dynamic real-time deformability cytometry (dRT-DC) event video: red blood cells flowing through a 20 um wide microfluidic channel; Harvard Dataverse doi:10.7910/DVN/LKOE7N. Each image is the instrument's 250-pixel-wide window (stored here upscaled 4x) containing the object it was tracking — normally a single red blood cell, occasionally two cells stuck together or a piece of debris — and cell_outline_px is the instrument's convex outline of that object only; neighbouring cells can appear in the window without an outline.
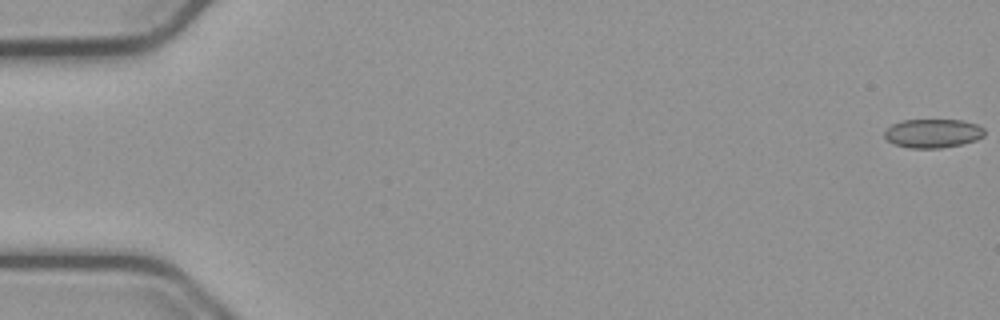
{"species": "common noctule bat (a hibernating species)", "species_latin": "Nyctalus noctula", "temperature_condition": "cold", "stored_images_in_passage": 11, "camera_frame_rate_fps": 3000, "um_per_image_px": 0.085, "animal": {"sex": "male", "body_mass_g": 23.1, "forearm_length_mm": 52.7}, "frame": {"image": 1, "passage_image": 1, "time_ms": 0.0, "image_size_px": [1000, 320], "cell_outline_px": [[984, 136], [976, 140], [960, 144], [940, 148], [908, 148], [892, 144], [884, 136], [884, 132], [892, 124], [900, 120], [960, 120], [976, 124], [984, 128]], "centroid_in_image_um": [79.26, 11.33], "position_along_channel_um": 5.7, "area_um2": 16.82}}